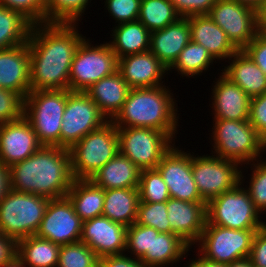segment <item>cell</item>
I'll list each match as a JSON object with an SVG mask.
<instances>
[{
  "label": "cell",
  "mask_w": 266,
  "mask_h": 267,
  "mask_svg": "<svg viewBox=\"0 0 266 267\" xmlns=\"http://www.w3.org/2000/svg\"><path fill=\"white\" fill-rule=\"evenodd\" d=\"M76 23L34 24L28 38L30 88L69 90V75L75 52L85 36Z\"/></svg>",
  "instance_id": "6da1fadb"
},
{
  "label": "cell",
  "mask_w": 266,
  "mask_h": 267,
  "mask_svg": "<svg viewBox=\"0 0 266 267\" xmlns=\"http://www.w3.org/2000/svg\"><path fill=\"white\" fill-rule=\"evenodd\" d=\"M10 189L47 197L67 195L74 178L67 148L42 146L29 158L9 167Z\"/></svg>",
  "instance_id": "7a4b0ae2"
},
{
  "label": "cell",
  "mask_w": 266,
  "mask_h": 267,
  "mask_svg": "<svg viewBox=\"0 0 266 267\" xmlns=\"http://www.w3.org/2000/svg\"><path fill=\"white\" fill-rule=\"evenodd\" d=\"M165 85L131 88L121 110L111 120L117 128L143 127L176 137L179 115L177 100ZM176 105V106H175Z\"/></svg>",
  "instance_id": "3957f363"
},
{
  "label": "cell",
  "mask_w": 266,
  "mask_h": 267,
  "mask_svg": "<svg viewBox=\"0 0 266 267\" xmlns=\"http://www.w3.org/2000/svg\"><path fill=\"white\" fill-rule=\"evenodd\" d=\"M49 201L44 196L10 189L0 202V233L16 242L35 235Z\"/></svg>",
  "instance_id": "277c9868"
},
{
  "label": "cell",
  "mask_w": 266,
  "mask_h": 267,
  "mask_svg": "<svg viewBox=\"0 0 266 267\" xmlns=\"http://www.w3.org/2000/svg\"><path fill=\"white\" fill-rule=\"evenodd\" d=\"M213 123V155L233 160L241 167L262 158V140L249 120L214 119Z\"/></svg>",
  "instance_id": "5b68a950"
},
{
  "label": "cell",
  "mask_w": 266,
  "mask_h": 267,
  "mask_svg": "<svg viewBox=\"0 0 266 267\" xmlns=\"http://www.w3.org/2000/svg\"><path fill=\"white\" fill-rule=\"evenodd\" d=\"M67 90H34L24 98L23 117L43 146L60 147L62 117Z\"/></svg>",
  "instance_id": "8992f818"
},
{
  "label": "cell",
  "mask_w": 266,
  "mask_h": 267,
  "mask_svg": "<svg viewBox=\"0 0 266 267\" xmlns=\"http://www.w3.org/2000/svg\"><path fill=\"white\" fill-rule=\"evenodd\" d=\"M241 172V182L232 190L216 196L206 203V225H216L235 230L263 229L261 214L256 210L248 190L242 187L244 181Z\"/></svg>",
  "instance_id": "52a82bcc"
},
{
  "label": "cell",
  "mask_w": 266,
  "mask_h": 267,
  "mask_svg": "<svg viewBox=\"0 0 266 267\" xmlns=\"http://www.w3.org/2000/svg\"><path fill=\"white\" fill-rule=\"evenodd\" d=\"M74 179H91L119 152L117 127L108 121L101 128L88 133L70 149Z\"/></svg>",
  "instance_id": "ba28073f"
},
{
  "label": "cell",
  "mask_w": 266,
  "mask_h": 267,
  "mask_svg": "<svg viewBox=\"0 0 266 267\" xmlns=\"http://www.w3.org/2000/svg\"><path fill=\"white\" fill-rule=\"evenodd\" d=\"M91 44L85 37L75 52L69 75L70 91L85 92L118 70V58L107 42Z\"/></svg>",
  "instance_id": "9c48e42d"
},
{
  "label": "cell",
  "mask_w": 266,
  "mask_h": 267,
  "mask_svg": "<svg viewBox=\"0 0 266 267\" xmlns=\"http://www.w3.org/2000/svg\"><path fill=\"white\" fill-rule=\"evenodd\" d=\"M261 229L235 230L216 225H205L196 242L198 255L207 261L230 264L248 258L254 234ZM199 243V244H198Z\"/></svg>",
  "instance_id": "30bf717a"
},
{
  "label": "cell",
  "mask_w": 266,
  "mask_h": 267,
  "mask_svg": "<svg viewBox=\"0 0 266 267\" xmlns=\"http://www.w3.org/2000/svg\"><path fill=\"white\" fill-rule=\"evenodd\" d=\"M119 152L140 170L155 169L175 144L168 134L152 128H117ZM173 142V143H172Z\"/></svg>",
  "instance_id": "8fae6325"
},
{
  "label": "cell",
  "mask_w": 266,
  "mask_h": 267,
  "mask_svg": "<svg viewBox=\"0 0 266 267\" xmlns=\"http://www.w3.org/2000/svg\"><path fill=\"white\" fill-rule=\"evenodd\" d=\"M108 119L86 92L67 90L61 123L60 147L70 149L88 133L101 128Z\"/></svg>",
  "instance_id": "7c38bea8"
},
{
  "label": "cell",
  "mask_w": 266,
  "mask_h": 267,
  "mask_svg": "<svg viewBox=\"0 0 266 267\" xmlns=\"http://www.w3.org/2000/svg\"><path fill=\"white\" fill-rule=\"evenodd\" d=\"M240 164L215 155H192V173L201 198H212L232 190L241 182Z\"/></svg>",
  "instance_id": "4fadbf2b"
},
{
  "label": "cell",
  "mask_w": 266,
  "mask_h": 267,
  "mask_svg": "<svg viewBox=\"0 0 266 267\" xmlns=\"http://www.w3.org/2000/svg\"><path fill=\"white\" fill-rule=\"evenodd\" d=\"M208 15L238 50H243L258 34L257 11L236 0H217Z\"/></svg>",
  "instance_id": "5bb4252c"
},
{
  "label": "cell",
  "mask_w": 266,
  "mask_h": 267,
  "mask_svg": "<svg viewBox=\"0 0 266 267\" xmlns=\"http://www.w3.org/2000/svg\"><path fill=\"white\" fill-rule=\"evenodd\" d=\"M83 221L67 196L50 199L36 236L61 245L80 242Z\"/></svg>",
  "instance_id": "9a60e30c"
},
{
  "label": "cell",
  "mask_w": 266,
  "mask_h": 267,
  "mask_svg": "<svg viewBox=\"0 0 266 267\" xmlns=\"http://www.w3.org/2000/svg\"><path fill=\"white\" fill-rule=\"evenodd\" d=\"M171 198L188 202H205L196 187L192 173V155L175 147L157 165Z\"/></svg>",
  "instance_id": "2e32d148"
},
{
  "label": "cell",
  "mask_w": 266,
  "mask_h": 267,
  "mask_svg": "<svg viewBox=\"0 0 266 267\" xmlns=\"http://www.w3.org/2000/svg\"><path fill=\"white\" fill-rule=\"evenodd\" d=\"M43 145L30 123L19 120L0 124V163L6 167L29 158Z\"/></svg>",
  "instance_id": "e0dca14e"
},
{
  "label": "cell",
  "mask_w": 266,
  "mask_h": 267,
  "mask_svg": "<svg viewBox=\"0 0 266 267\" xmlns=\"http://www.w3.org/2000/svg\"><path fill=\"white\" fill-rule=\"evenodd\" d=\"M126 230L125 225L101 215L83 221L80 242L88 245L100 258L122 254L126 250Z\"/></svg>",
  "instance_id": "ac0fdd59"
},
{
  "label": "cell",
  "mask_w": 266,
  "mask_h": 267,
  "mask_svg": "<svg viewBox=\"0 0 266 267\" xmlns=\"http://www.w3.org/2000/svg\"><path fill=\"white\" fill-rule=\"evenodd\" d=\"M166 210L171 231L191 247L195 245L207 222L206 202H188L170 198Z\"/></svg>",
  "instance_id": "d6986e66"
},
{
  "label": "cell",
  "mask_w": 266,
  "mask_h": 267,
  "mask_svg": "<svg viewBox=\"0 0 266 267\" xmlns=\"http://www.w3.org/2000/svg\"><path fill=\"white\" fill-rule=\"evenodd\" d=\"M118 71L130 88L162 86L168 74V68L151 51L119 58Z\"/></svg>",
  "instance_id": "ffe728a7"
},
{
  "label": "cell",
  "mask_w": 266,
  "mask_h": 267,
  "mask_svg": "<svg viewBox=\"0 0 266 267\" xmlns=\"http://www.w3.org/2000/svg\"><path fill=\"white\" fill-rule=\"evenodd\" d=\"M29 72L28 42L0 50V88L16 92L24 99L31 91Z\"/></svg>",
  "instance_id": "44dd1931"
},
{
  "label": "cell",
  "mask_w": 266,
  "mask_h": 267,
  "mask_svg": "<svg viewBox=\"0 0 266 267\" xmlns=\"http://www.w3.org/2000/svg\"><path fill=\"white\" fill-rule=\"evenodd\" d=\"M212 89L213 119L246 121L251 98L222 72Z\"/></svg>",
  "instance_id": "7402d4cb"
},
{
  "label": "cell",
  "mask_w": 266,
  "mask_h": 267,
  "mask_svg": "<svg viewBox=\"0 0 266 267\" xmlns=\"http://www.w3.org/2000/svg\"><path fill=\"white\" fill-rule=\"evenodd\" d=\"M190 41L188 17H179L164 29L151 32L150 51L169 69Z\"/></svg>",
  "instance_id": "603a6c76"
},
{
  "label": "cell",
  "mask_w": 266,
  "mask_h": 267,
  "mask_svg": "<svg viewBox=\"0 0 266 267\" xmlns=\"http://www.w3.org/2000/svg\"><path fill=\"white\" fill-rule=\"evenodd\" d=\"M188 22L191 41L203 45L215 60L229 59L238 51L208 14L189 16Z\"/></svg>",
  "instance_id": "cb8c5ba5"
},
{
  "label": "cell",
  "mask_w": 266,
  "mask_h": 267,
  "mask_svg": "<svg viewBox=\"0 0 266 267\" xmlns=\"http://www.w3.org/2000/svg\"><path fill=\"white\" fill-rule=\"evenodd\" d=\"M130 89L117 70L94 83L85 92L108 121H111L121 110Z\"/></svg>",
  "instance_id": "d4e9b609"
},
{
  "label": "cell",
  "mask_w": 266,
  "mask_h": 267,
  "mask_svg": "<svg viewBox=\"0 0 266 267\" xmlns=\"http://www.w3.org/2000/svg\"><path fill=\"white\" fill-rule=\"evenodd\" d=\"M222 73L250 97L266 92V75L244 50H238Z\"/></svg>",
  "instance_id": "484cf974"
},
{
  "label": "cell",
  "mask_w": 266,
  "mask_h": 267,
  "mask_svg": "<svg viewBox=\"0 0 266 267\" xmlns=\"http://www.w3.org/2000/svg\"><path fill=\"white\" fill-rule=\"evenodd\" d=\"M141 170L120 152L99 169L91 180L100 188H138Z\"/></svg>",
  "instance_id": "4316f807"
},
{
  "label": "cell",
  "mask_w": 266,
  "mask_h": 267,
  "mask_svg": "<svg viewBox=\"0 0 266 267\" xmlns=\"http://www.w3.org/2000/svg\"><path fill=\"white\" fill-rule=\"evenodd\" d=\"M107 42L117 58L150 51L151 32L139 21L116 25Z\"/></svg>",
  "instance_id": "83f0119b"
},
{
  "label": "cell",
  "mask_w": 266,
  "mask_h": 267,
  "mask_svg": "<svg viewBox=\"0 0 266 267\" xmlns=\"http://www.w3.org/2000/svg\"><path fill=\"white\" fill-rule=\"evenodd\" d=\"M191 246L174 233H159L152 228L151 253H146L140 260L147 267H164L176 264L189 251Z\"/></svg>",
  "instance_id": "f1b7e54d"
},
{
  "label": "cell",
  "mask_w": 266,
  "mask_h": 267,
  "mask_svg": "<svg viewBox=\"0 0 266 267\" xmlns=\"http://www.w3.org/2000/svg\"><path fill=\"white\" fill-rule=\"evenodd\" d=\"M82 221L102 215L104 189L91 179H74L66 195Z\"/></svg>",
  "instance_id": "f546056e"
},
{
  "label": "cell",
  "mask_w": 266,
  "mask_h": 267,
  "mask_svg": "<svg viewBox=\"0 0 266 267\" xmlns=\"http://www.w3.org/2000/svg\"><path fill=\"white\" fill-rule=\"evenodd\" d=\"M139 204L138 188L104 190L102 215L129 227L136 222Z\"/></svg>",
  "instance_id": "4dcf8cb0"
},
{
  "label": "cell",
  "mask_w": 266,
  "mask_h": 267,
  "mask_svg": "<svg viewBox=\"0 0 266 267\" xmlns=\"http://www.w3.org/2000/svg\"><path fill=\"white\" fill-rule=\"evenodd\" d=\"M61 246L36 235L17 241L16 255L27 267H57Z\"/></svg>",
  "instance_id": "1f68e13d"
},
{
  "label": "cell",
  "mask_w": 266,
  "mask_h": 267,
  "mask_svg": "<svg viewBox=\"0 0 266 267\" xmlns=\"http://www.w3.org/2000/svg\"><path fill=\"white\" fill-rule=\"evenodd\" d=\"M32 26L20 12L0 4V50L28 42Z\"/></svg>",
  "instance_id": "d6a6232c"
},
{
  "label": "cell",
  "mask_w": 266,
  "mask_h": 267,
  "mask_svg": "<svg viewBox=\"0 0 266 267\" xmlns=\"http://www.w3.org/2000/svg\"><path fill=\"white\" fill-rule=\"evenodd\" d=\"M214 58L208 50L200 44L190 41L180 52L179 57L174 64L168 69H177L182 77H193L202 75L213 64Z\"/></svg>",
  "instance_id": "836d02e7"
},
{
  "label": "cell",
  "mask_w": 266,
  "mask_h": 267,
  "mask_svg": "<svg viewBox=\"0 0 266 267\" xmlns=\"http://www.w3.org/2000/svg\"><path fill=\"white\" fill-rule=\"evenodd\" d=\"M179 17L170 0H141L138 20L150 32L164 29Z\"/></svg>",
  "instance_id": "e575fe53"
},
{
  "label": "cell",
  "mask_w": 266,
  "mask_h": 267,
  "mask_svg": "<svg viewBox=\"0 0 266 267\" xmlns=\"http://www.w3.org/2000/svg\"><path fill=\"white\" fill-rule=\"evenodd\" d=\"M89 0H45L46 23H76L80 21Z\"/></svg>",
  "instance_id": "d590c367"
},
{
  "label": "cell",
  "mask_w": 266,
  "mask_h": 267,
  "mask_svg": "<svg viewBox=\"0 0 266 267\" xmlns=\"http://www.w3.org/2000/svg\"><path fill=\"white\" fill-rule=\"evenodd\" d=\"M138 191L139 202H167L171 198L167 184L157 168L141 170Z\"/></svg>",
  "instance_id": "8d00e7d4"
},
{
  "label": "cell",
  "mask_w": 266,
  "mask_h": 267,
  "mask_svg": "<svg viewBox=\"0 0 266 267\" xmlns=\"http://www.w3.org/2000/svg\"><path fill=\"white\" fill-rule=\"evenodd\" d=\"M100 257L85 243L61 245L57 267H99Z\"/></svg>",
  "instance_id": "74e56055"
},
{
  "label": "cell",
  "mask_w": 266,
  "mask_h": 267,
  "mask_svg": "<svg viewBox=\"0 0 266 267\" xmlns=\"http://www.w3.org/2000/svg\"><path fill=\"white\" fill-rule=\"evenodd\" d=\"M166 209L167 202H139L136 223L152 227L159 233H173Z\"/></svg>",
  "instance_id": "f35d334b"
},
{
  "label": "cell",
  "mask_w": 266,
  "mask_h": 267,
  "mask_svg": "<svg viewBox=\"0 0 266 267\" xmlns=\"http://www.w3.org/2000/svg\"><path fill=\"white\" fill-rule=\"evenodd\" d=\"M152 227L142 226L136 222L127 227L126 251L129 256L141 259L146 253H151Z\"/></svg>",
  "instance_id": "ab89813d"
},
{
  "label": "cell",
  "mask_w": 266,
  "mask_h": 267,
  "mask_svg": "<svg viewBox=\"0 0 266 267\" xmlns=\"http://www.w3.org/2000/svg\"><path fill=\"white\" fill-rule=\"evenodd\" d=\"M263 160L254 161L251 165L250 163L246 164L252 168V176L250 177V182H248L249 187L247 190L256 210L260 214L266 212V162Z\"/></svg>",
  "instance_id": "60d3db41"
},
{
  "label": "cell",
  "mask_w": 266,
  "mask_h": 267,
  "mask_svg": "<svg viewBox=\"0 0 266 267\" xmlns=\"http://www.w3.org/2000/svg\"><path fill=\"white\" fill-rule=\"evenodd\" d=\"M0 4L20 12L33 25L46 23L45 0H0Z\"/></svg>",
  "instance_id": "b9f144b4"
},
{
  "label": "cell",
  "mask_w": 266,
  "mask_h": 267,
  "mask_svg": "<svg viewBox=\"0 0 266 267\" xmlns=\"http://www.w3.org/2000/svg\"><path fill=\"white\" fill-rule=\"evenodd\" d=\"M24 99L16 92L0 88V124L23 117Z\"/></svg>",
  "instance_id": "7bdbcfd3"
},
{
  "label": "cell",
  "mask_w": 266,
  "mask_h": 267,
  "mask_svg": "<svg viewBox=\"0 0 266 267\" xmlns=\"http://www.w3.org/2000/svg\"><path fill=\"white\" fill-rule=\"evenodd\" d=\"M105 8L115 23L122 24L138 20L141 0H105Z\"/></svg>",
  "instance_id": "ee69618b"
},
{
  "label": "cell",
  "mask_w": 266,
  "mask_h": 267,
  "mask_svg": "<svg viewBox=\"0 0 266 267\" xmlns=\"http://www.w3.org/2000/svg\"><path fill=\"white\" fill-rule=\"evenodd\" d=\"M248 120L263 140L266 137V92L251 98Z\"/></svg>",
  "instance_id": "f6af8a7d"
},
{
  "label": "cell",
  "mask_w": 266,
  "mask_h": 267,
  "mask_svg": "<svg viewBox=\"0 0 266 267\" xmlns=\"http://www.w3.org/2000/svg\"><path fill=\"white\" fill-rule=\"evenodd\" d=\"M181 17L207 15L217 0H170Z\"/></svg>",
  "instance_id": "bcb514c9"
},
{
  "label": "cell",
  "mask_w": 266,
  "mask_h": 267,
  "mask_svg": "<svg viewBox=\"0 0 266 267\" xmlns=\"http://www.w3.org/2000/svg\"><path fill=\"white\" fill-rule=\"evenodd\" d=\"M248 258L253 266L266 267V226L254 234Z\"/></svg>",
  "instance_id": "7dc6e473"
},
{
  "label": "cell",
  "mask_w": 266,
  "mask_h": 267,
  "mask_svg": "<svg viewBox=\"0 0 266 267\" xmlns=\"http://www.w3.org/2000/svg\"><path fill=\"white\" fill-rule=\"evenodd\" d=\"M243 50L266 75V37L258 33Z\"/></svg>",
  "instance_id": "c3c4849f"
},
{
  "label": "cell",
  "mask_w": 266,
  "mask_h": 267,
  "mask_svg": "<svg viewBox=\"0 0 266 267\" xmlns=\"http://www.w3.org/2000/svg\"><path fill=\"white\" fill-rule=\"evenodd\" d=\"M131 257L125 253L103 256L99 259V267H147L140 259Z\"/></svg>",
  "instance_id": "681fc988"
},
{
  "label": "cell",
  "mask_w": 266,
  "mask_h": 267,
  "mask_svg": "<svg viewBox=\"0 0 266 267\" xmlns=\"http://www.w3.org/2000/svg\"><path fill=\"white\" fill-rule=\"evenodd\" d=\"M17 253V242L0 233V267L10 261Z\"/></svg>",
  "instance_id": "f907efd6"
},
{
  "label": "cell",
  "mask_w": 266,
  "mask_h": 267,
  "mask_svg": "<svg viewBox=\"0 0 266 267\" xmlns=\"http://www.w3.org/2000/svg\"><path fill=\"white\" fill-rule=\"evenodd\" d=\"M10 190L9 168L0 163V202Z\"/></svg>",
  "instance_id": "816d5d0a"
},
{
  "label": "cell",
  "mask_w": 266,
  "mask_h": 267,
  "mask_svg": "<svg viewBox=\"0 0 266 267\" xmlns=\"http://www.w3.org/2000/svg\"><path fill=\"white\" fill-rule=\"evenodd\" d=\"M257 30L260 34L266 33V0L263 1L257 10Z\"/></svg>",
  "instance_id": "f5cc1de1"
},
{
  "label": "cell",
  "mask_w": 266,
  "mask_h": 267,
  "mask_svg": "<svg viewBox=\"0 0 266 267\" xmlns=\"http://www.w3.org/2000/svg\"><path fill=\"white\" fill-rule=\"evenodd\" d=\"M198 258L196 257V259H192L190 263H187L188 266H184V267H227L226 264H220V263H213L210 261L205 260L204 258H202L200 255H198Z\"/></svg>",
  "instance_id": "db71d44e"
},
{
  "label": "cell",
  "mask_w": 266,
  "mask_h": 267,
  "mask_svg": "<svg viewBox=\"0 0 266 267\" xmlns=\"http://www.w3.org/2000/svg\"><path fill=\"white\" fill-rule=\"evenodd\" d=\"M236 1L242 5L250 7L251 9L257 11L264 0H236Z\"/></svg>",
  "instance_id": "11a10c76"
},
{
  "label": "cell",
  "mask_w": 266,
  "mask_h": 267,
  "mask_svg": "<svg viewBox=\"0 0 266 267\" xmlns=\"http://www.w3.org/2000/svg\"><path fill=\"white\" fill-rule=\"evenodd\" d=\"M227 267H252V263L249 258H244L227 264Z\"/></svg>",
  "instance_id": "9f6ffc18"
},
{
  "label": "cell",
  "mask_w": 266,
  "mask_h": 267,
  "mask_svg": "<svg viewBox=\"0 0 266 267\" xmlns=\"http://www.w3.org/2000/svg\"><path fill=\"white\" fill-rule=\"evenodd\" d=\"M1 267H26L22 260L15 255L10 261L7 263L3 264Z\"/></svg>",
  "instance_id": "6f0895ef"
},
{
  "label": "cell",
  "mask_w": 266,
  "mask_h": 267,
  "mask_svg": "<svg viewBox=\"0 0 266 267\" xmlns=\"http://www.w3.org/2000/svg\"><path fill=\"white\" fill-rule=\"evenodd\" d=\"M266 151V137L262 140V152Z\"/></svg>",
  "instance_id": "680465c9"
}]
</instances>
